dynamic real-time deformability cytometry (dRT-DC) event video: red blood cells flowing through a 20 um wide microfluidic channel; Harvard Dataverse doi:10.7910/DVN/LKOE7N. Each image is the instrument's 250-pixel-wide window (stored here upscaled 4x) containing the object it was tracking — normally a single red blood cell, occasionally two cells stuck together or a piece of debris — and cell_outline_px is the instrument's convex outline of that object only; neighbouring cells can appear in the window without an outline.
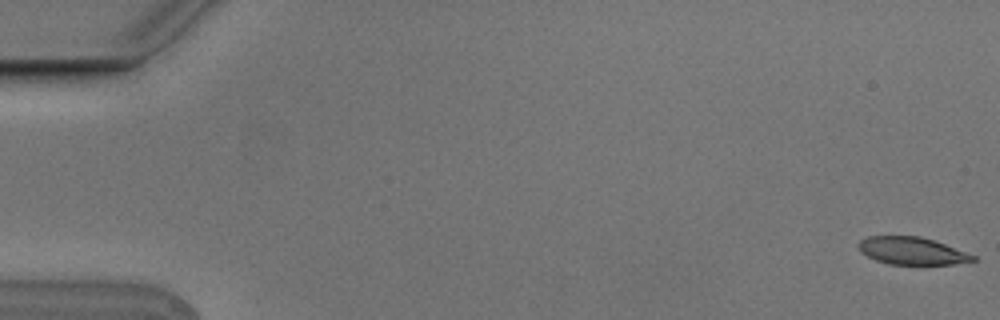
{"species": "Egyptian fruit bat (a non-hibernating species)", "species_latin": "Rousettus aegyptiacus", "temperature_condition": "cold", "stored_images_in_passage": 5, "camera_frame_rate_fps": 3000, "um_per_image_px": 0.085, "animal": {"sex": "male"}, "frame": {"image": 1, "passage_image": 1, "time_ms": 0.0, "image_size_px": [1000, 320], "cell_outline_px": [[976, 260], [952, 264], [924, 268], [888, 264], [876, 260], [860, 252], [856, 244], [860, 240], [868, 236], [920, 236], [944, 244], [976, 256]], "centroid_in_image_um": [77.5, 21.38], "position_along_channel_um": 7.5, "area_um2": 19.07}}
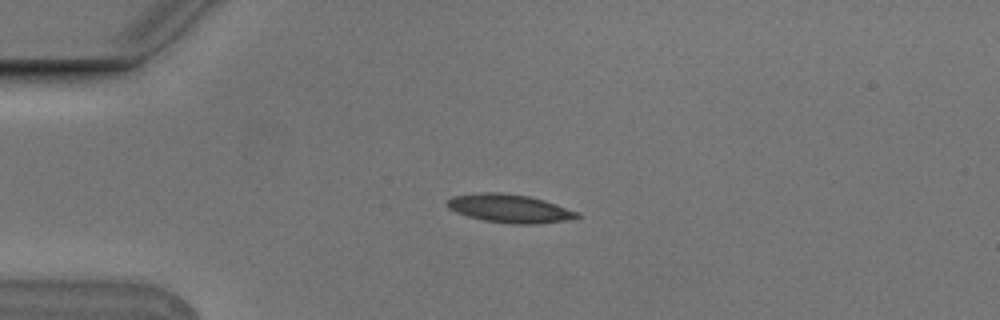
{"frame": {"image": 2, "passage_image": 4, "time_ms": 1.0, "image_size_px": [1000, 320], "cell_outline_px": [[580, 216], [564, 220], [536, 224], [512, 224], [484, 220], [468, 216], [456, 212], [448, 208], [444, 204], [444, 200], [452, 196], [480, 192], [500, 192], [528, 196], [544, 200], [580, 212]], "centroid_in_image_um": [43.25, 17.71], "position_along_channel_um": 41.7, "area_um2": 21.56}}